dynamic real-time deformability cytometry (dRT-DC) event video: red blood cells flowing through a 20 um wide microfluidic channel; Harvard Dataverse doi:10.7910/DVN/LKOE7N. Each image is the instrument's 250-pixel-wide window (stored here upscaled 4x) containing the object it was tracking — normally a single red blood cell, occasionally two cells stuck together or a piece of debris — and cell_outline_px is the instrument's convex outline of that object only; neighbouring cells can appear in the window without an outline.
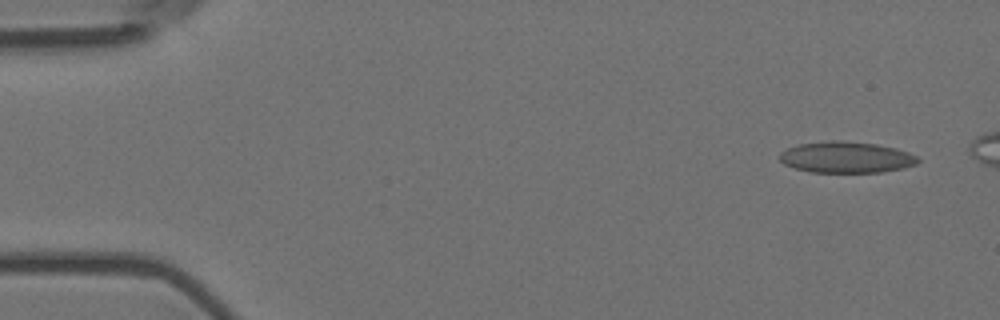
{"species": "Egyptian fruit bat (a non-hibernating species)", "species_latin": "Rousettus aegyptiacus", "temperature_condition": "room temperature", "stored_images_in_passage": 10, "camera_frame_rate_fps": 3000, "um_per_image_px": 0.085, "animal": {"sex": "female"}, "frame": {"image": 1, "passage_image": 1, "time_ms": 0.0, "image_size_px": [1000, 320], "cell_outline_px": [[920, 160], [916, 164], [904, 168], [880, 172], [812, 172], [796, 168], [784, 164], [780, 160], [780, 152], [788, 148], [800, 144], [832, 140], [844, 140], [876, 144], [896, 148], [908, 152], [916, 156]], "centroid_in_image_um": [71.95, 13.36], "position_along_channel_um": 13.1, "area_um2": 25.09}}
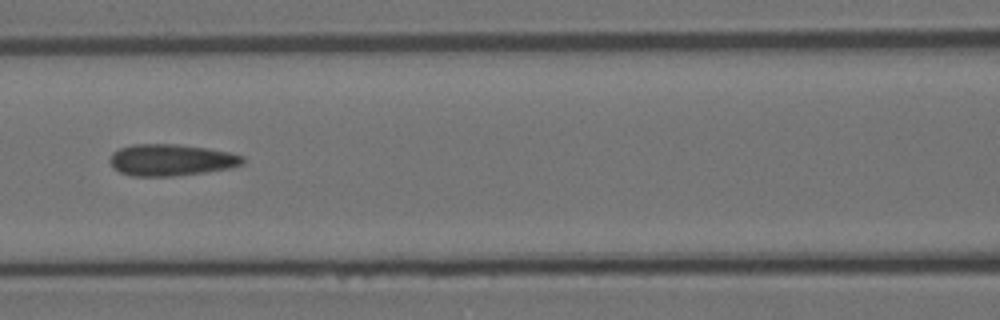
{"frame": {"image": 2, "passage_image": 7, "time_ms": 2.0, "image_size_px": [1000, 320], "cell_outline_px": [[244, 164], [228, 168], [204, 172], [172, 176], [132, 176], [120, 172], [112, 168], [108, 160], [112, 152], [120, 148], [132, 144], [176, 144], [208, 148], [228, 152], [244, 156]], "centroid_in_image_um": [14.5, 13.59], "position_along_channel_um": 152.1, "area_um2": 24.57}}
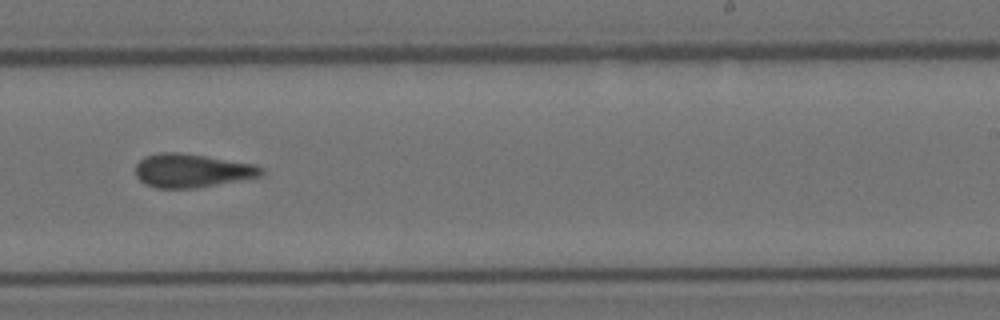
{"frame": {"image": 3, "passage_image": 10, "time_ms": 3.0, "image_size_px": [1000, 320], "cell_outline_px": [[264, 172], [260, 176], [196, 188], [156, 188], [144, 184], [136, 176], [136, 164], [144, 156], [160, 152], [180, 152], [256, 164], [264, 168]], "centroid_in_image_um": [16.29, 14.49], "position_along_channel_um": 272.7, "area_um2": 24.68}}